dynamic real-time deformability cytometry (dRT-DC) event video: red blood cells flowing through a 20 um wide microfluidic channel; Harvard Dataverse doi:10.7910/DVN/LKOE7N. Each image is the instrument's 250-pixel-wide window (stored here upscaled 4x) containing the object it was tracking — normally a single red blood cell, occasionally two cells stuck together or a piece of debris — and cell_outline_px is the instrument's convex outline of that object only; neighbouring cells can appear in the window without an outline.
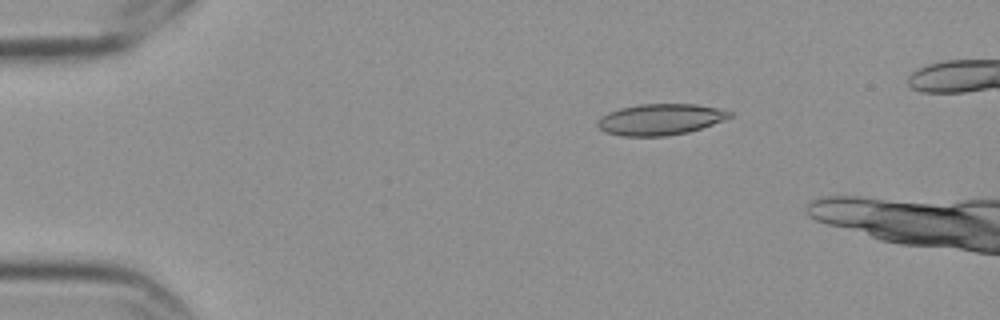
{"species": "Egyptian fruit bat (a non-hibernating species)", "species_latin": "Rousettus aegyptiacus", "temperature_condition": "cold", "stored_images_in_passage": 6, "camera_frame_rate_fps": 3000, "um_per_image_px": 0.085, "frame": {"image": 1, "passage_image": 3, "time_ms": 0.667, "image_size_px": [1000, 320], "cell_outline_px": [[732, 116], [724, 120], [688, 132], [664, 136], [620, 136], [604, 132], [596, 124], [596, 120], [608, 112], [620, 108], [640, 104], [696, 104], [716, 108], [732, 112]], "centroid_in_image_um": [56.08, 10.15], "position_along_channel_um": 28.9, "area_um2": 23.93}}